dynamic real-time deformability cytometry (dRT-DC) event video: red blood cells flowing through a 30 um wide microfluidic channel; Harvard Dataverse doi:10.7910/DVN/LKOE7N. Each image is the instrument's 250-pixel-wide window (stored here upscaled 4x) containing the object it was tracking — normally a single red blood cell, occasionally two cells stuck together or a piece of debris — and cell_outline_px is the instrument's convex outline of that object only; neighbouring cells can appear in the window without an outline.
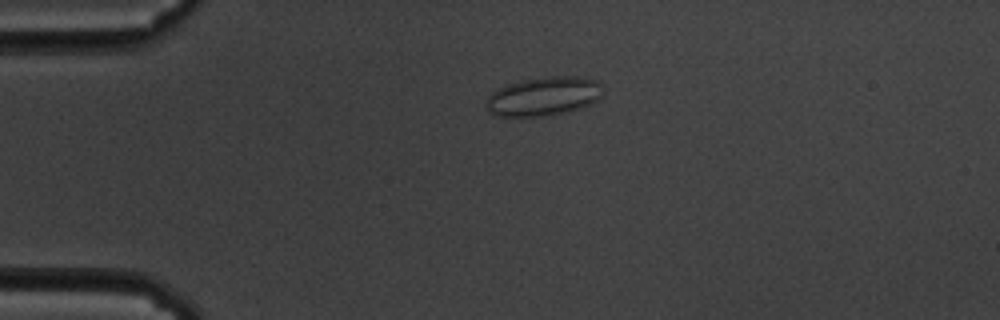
{"species": "common noctule bat (a hibernating species)", "species_latin": "Nyctalus noctula", "temperature_condition": "cold", "stored_images_in_passage": 46, "camera_frame_rate_fps": 3000, "um_per_image_px": 0.085, "animal": {"sex": "male", "body_mass_g": 19.5, "forearm_length_mm": 54.6}, "frame": {"image": 1, "passage_image": 1, "time_ms": 0.0, "image_size_px": [1000, 320], "cell_outline_px": [[604, 96], [580, 108], [564, 112], [544, 116], [492, 116], [484, 108], [488, 96], [492, 92], [508, 84], [520, 80], [552, 76], [576, 76], [596, 80], [604, 84]], "centroid_in_image_um": [46.22, 8.18], "position_along_channel_um": 38.8, "area_um2": 26.76}}
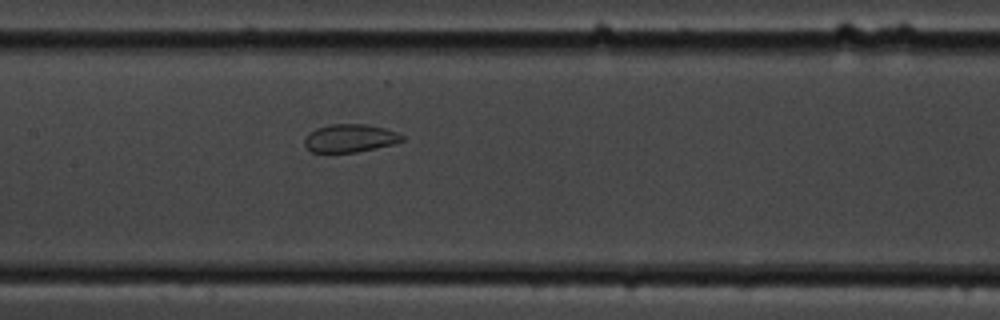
{"frame": {"image": 2, "passage_image": 16, "time_ms": 5.0, "image_size_px": [1000, 320], "cell_outline_px": [[404, 140], [392, 144], [376, 148], [356, 152], [312, 152], [304, 144], [304, 140], [308, 132], [316, 128], [332, 124], [368, 124], [384, 128], [396, 132], [404, 136]], "centroid_in_image_um": [29.74, 11.74], "position_along_channel_um": 177.7, "area_um2": 15.9}}
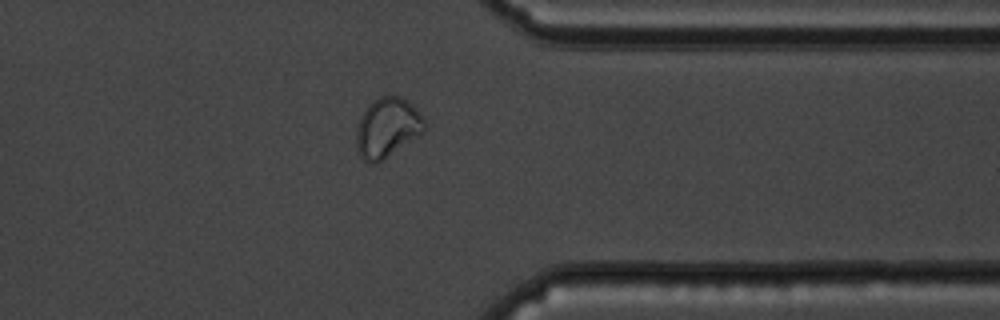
{"frame": {"image": 3, "passage_image": 34, "time_ms": 11.0, "image_size_px": [1000, 320], "cell_outline_px": [[424, 132], [384, 160], [376, 164], [364, 160], [360, 156], [356, 148], [356, 128], [360, 116], [368, 104], [372, 100], [380, 96], [400, 96], [408, 100], [412, 104], [424, 120]], "centroid_in_image_um": [32.89, 10.86], "position_along_channel_um": 378.5, "area_um2": 23.87}, "authors_computed_cell_mechanics": {"area_um2": 19.0451, "velocity_mm_per_s": 3.4321, "shape_relaxation_time_tau1_ms": null, "shape_relaxation_time_tau2_ms": 0.9574, "deformation_change_tau1": null, "deformation_change_tau2": 0.0616}}